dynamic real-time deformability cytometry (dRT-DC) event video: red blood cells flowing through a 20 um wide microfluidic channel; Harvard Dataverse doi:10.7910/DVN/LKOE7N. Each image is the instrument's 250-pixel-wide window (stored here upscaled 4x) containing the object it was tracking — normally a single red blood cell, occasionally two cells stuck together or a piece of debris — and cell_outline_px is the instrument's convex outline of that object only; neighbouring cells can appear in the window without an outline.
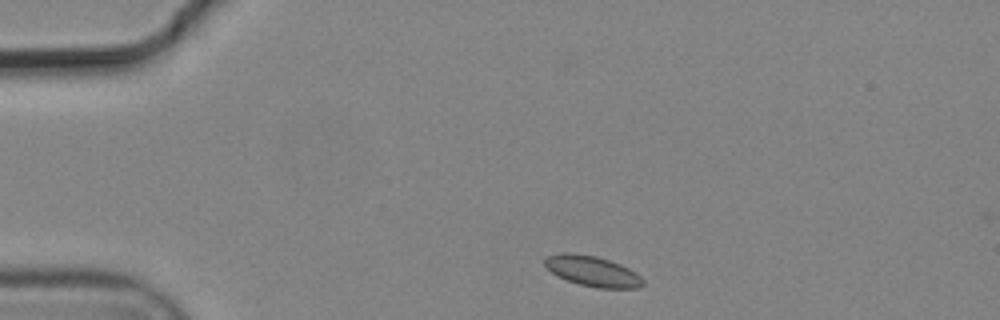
{"species": "common noctule bat (a hibernating species)", "species_latin": "Nyctalus noctula", "temperature_condition": "cold", "stored_images_in_passage": 3, "camera_frame_rate_fps": 3000, "um_per_image_px": 0.085, "animal": {"sex": "male", "body_mass_g": 19.2, "forearm_length_mm": 51.8}, "frame": {"image": 1, "passage_image": 1, "time_ms": 0.0, "image_size_px": [1000, 320], "cell_outline_px": [[644, 284], [640, 288], [596, 288], [580, 284], [556, 276], [544, 264], [544, 260], [548, 256], [560, 252], [572, 252], [596, 256], [620, 264], [636, 272], [644, 280]], "centroid_in_image_um": [50.37, 23.04], "position_along_channel_um": 34.6, "area_um2": 17.46}}